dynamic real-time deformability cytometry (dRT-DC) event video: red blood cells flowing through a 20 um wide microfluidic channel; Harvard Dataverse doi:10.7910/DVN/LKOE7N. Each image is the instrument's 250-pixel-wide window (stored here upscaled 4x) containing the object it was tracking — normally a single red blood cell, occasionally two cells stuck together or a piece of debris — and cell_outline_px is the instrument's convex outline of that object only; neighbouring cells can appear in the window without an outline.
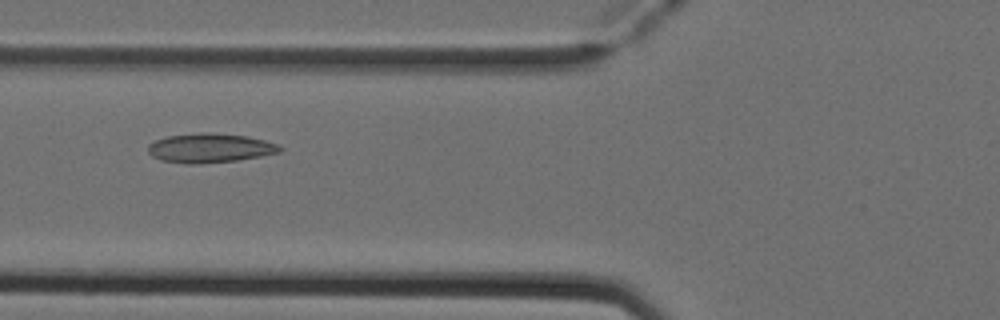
{"species": "Egyptian fruit bat (a non-hibernating species)", "species_latin": "Rousettus aegyptiacus", "temperature_condition": "cold", "stored_images_in_passage": 6, "camera_frame_rate_fps": 3000, "um_per_image_px": 0.085, "animal": {"sex": "female"}, "frame": {"image": 1, "passage_image": 3, "time_ms": 0.667, "image_size_px": [1000, 320], "cell_outline_px": [[284, 148], [280, 152], [260, 156], [236, 160], [200, 164], [184, 164], [160, 160], [152, 156], [148, 152], [148, 144], [156, 140], [168, 136], [200, 132], [208, 132], [248, 136], [280, 144]], "centroid_in_image_um": [17.85, 12.58], "position_along_channel_um": 108.0, "area_um2": 22.66}}
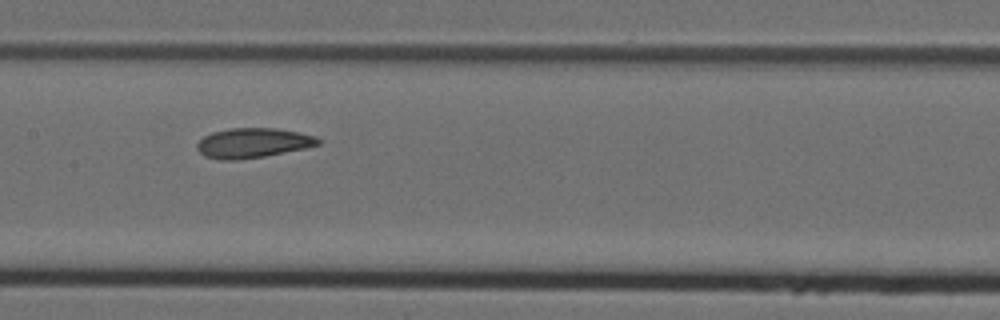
{"frame": {"image": 2, "passage_image": 5, "time_ms": 1.333, "image_size_px": [1000, 320], "cell_outline_px": [[320, 144], [304, 148], [264, 156], [236, 160], [220, 160], [204, 156], [196, 148], [196, 144], [204, 136], [212, 132], [228, 128], [276, 128], [316, 136], [320, 140]], "centroid_in_image_um": [21.45, 12.15], "position_along_channel_um": 185.9, "area_um2": 20.92}}
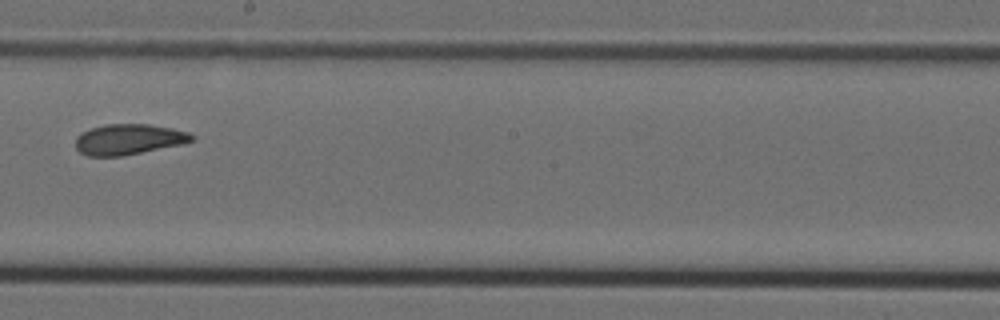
{"frame": {"image": 3, "passage_image": 6, "time_ms": 1.667, "image_size_px": [1000, 320], "cell_outline_px": [[196, 140], [180, 144], [124, 156], [88, 156], [80, 152], [76, 148], [76, 136], [80, 132], [104, 124], [148, 124], [172, 128], [188, 132], [196, 136]], "centroid_in_image_um": [10.93, 11.84], "position_along_channel_um": 237.3, "area_um2": 20.81}}